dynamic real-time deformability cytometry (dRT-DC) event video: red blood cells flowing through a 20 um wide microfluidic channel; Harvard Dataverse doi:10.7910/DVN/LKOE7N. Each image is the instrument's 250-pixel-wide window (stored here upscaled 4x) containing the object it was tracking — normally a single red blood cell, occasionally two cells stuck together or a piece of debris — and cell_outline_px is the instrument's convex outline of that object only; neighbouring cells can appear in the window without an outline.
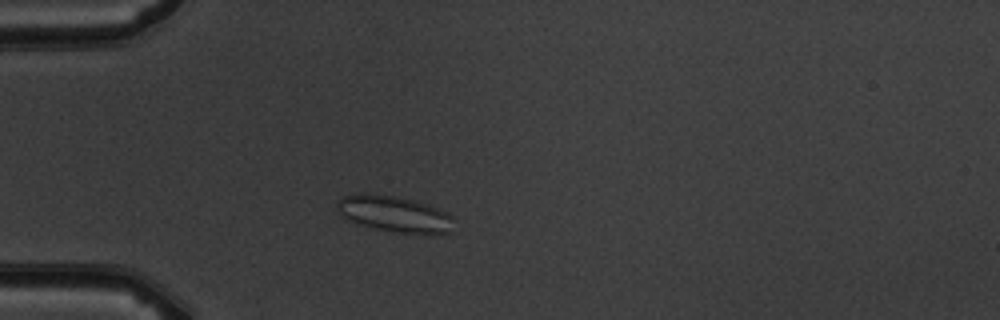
{"species": "common noctule bat (a hibernating species)", "species_latin": "Nyctalus noctula", "temperature_condition": "warm", "stored_images_in_passage": 3, "camera_frame_rate_fps": 3000, "um_per_image_px": 0.085, "animal": {"sex": "male", "body_mass_g": 19.5, "forearm_length_mm": 54.6}, "frame": {"image": 1, "passage_image": 3, "time_ms": 2.333, "image_size_px": [1000, 320], "cell_outline_px": [[452, 232], [432, 236], [392, 232], [376, 228], [348, 220], [336, 208], [336, 200], [344, 196], [356, 192], [364, 192], [392, 196], [412, 200], [436, 208], [452, 216]], "centroid_in_image_um": [33.52, 18.21], "position_along_channel_um": 51.5, "area_um2": 24.8}}